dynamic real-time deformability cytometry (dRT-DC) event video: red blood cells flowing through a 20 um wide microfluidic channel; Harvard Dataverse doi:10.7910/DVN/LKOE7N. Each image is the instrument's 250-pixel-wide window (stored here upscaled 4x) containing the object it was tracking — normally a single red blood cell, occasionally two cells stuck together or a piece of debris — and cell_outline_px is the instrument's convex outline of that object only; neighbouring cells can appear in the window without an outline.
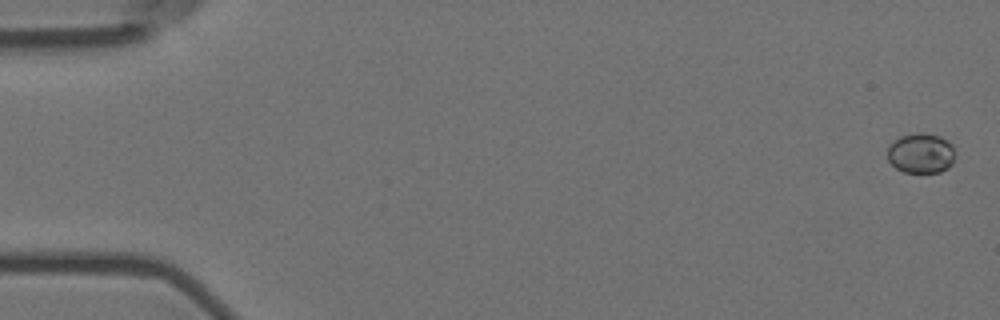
{"species": "Egyptian fruit bat (a non-hibernating species)", "species_latin": "Rousettus aegyptiacus", "temperature_condition": "room temperature", "stored_images_in_passage": 2, "camera_frame_rate_fps": 3000, "um_per_image_px": 0.085, "animal": {"sex": "female"}, "frame": {"image": 1, "passage_image": 2, "time_ms": 0.333, "image_size_px": [1000, 320], "cell_outline_px": [[952, 164], [948, 168], [940, 172], [904, 172], [896, 168], [888, 160], [888, 148], [900, 136], [916, 132], [924, 132], [940, 136], [948, 140], [952, 144]], "centroid_in_image_um": [78.28, 13.01], "position_along_channel_um": 6.7, "area_um2": 15.66}}